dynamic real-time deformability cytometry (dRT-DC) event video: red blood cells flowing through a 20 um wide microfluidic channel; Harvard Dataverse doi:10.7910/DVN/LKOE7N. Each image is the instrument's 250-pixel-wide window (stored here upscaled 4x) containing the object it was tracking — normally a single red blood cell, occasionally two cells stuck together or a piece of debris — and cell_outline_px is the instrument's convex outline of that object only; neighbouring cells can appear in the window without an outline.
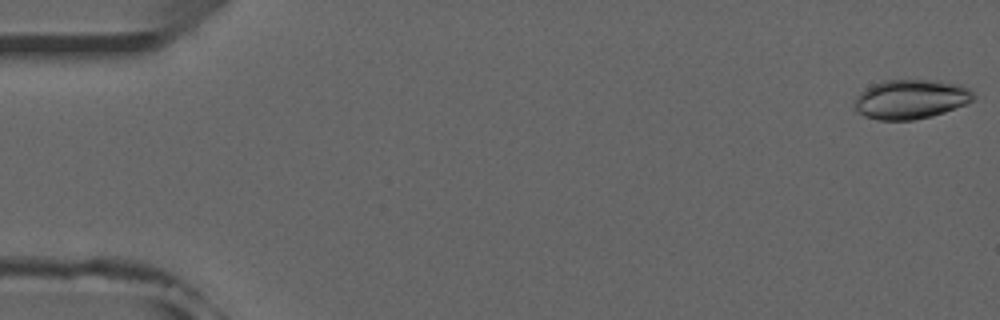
{"species": "common noctule bat (a hibernating species)", "species_latin": "Nyctalus noctula", "temperature_condition": "room temperature", "stored_images_in_passage": 16, "camera_frame_rate_fps": 3000, "um_per_image_px": 0.085, "animal": {"sex": "male", "forearm_length_mm": 52.5}, "frame": {"image": 1, "passage_image": 1, "time_ms": 0.0, "image_size_px": [1000, 320], "cell_outline_px": [[976, 96], [972, 100], [964, 104], [944, 112], [932, 116], [912, 120], [876, 120], [864, 116], [856, 112], [852, 108], [856, 96], [860, 92], [872, 84], [884, 80], [932, 80], [960, 84], [968, 88]], "centroid_in_image_um": [77.35, 8.44], "position_along_channel_um": 7.6, "area_um2": 27.46}}
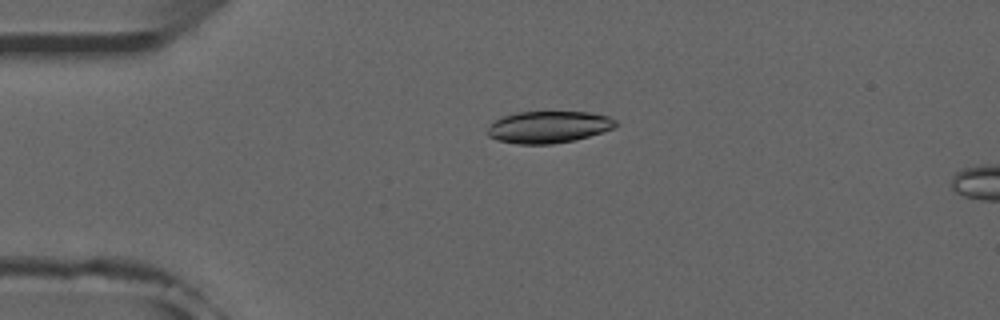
{"frame": {"image": 2, "passage_image": 12, "time_ms": 3.667, "image_size_px": [1000, 320], "cell_outline_px": [[620, 124], [616, 128], [588, 136], [572, 140], [552, 144], [516, 144], [496, 140], [488, 136], [488, 128], [496, 120], [504, 116], [516, 112], [588, 112], [608, 116], [616, 120]], "centroid_in_image_um": [46.66, 10.8], "position_along_channel_um": 38.3, "area_um2": 23.81}}